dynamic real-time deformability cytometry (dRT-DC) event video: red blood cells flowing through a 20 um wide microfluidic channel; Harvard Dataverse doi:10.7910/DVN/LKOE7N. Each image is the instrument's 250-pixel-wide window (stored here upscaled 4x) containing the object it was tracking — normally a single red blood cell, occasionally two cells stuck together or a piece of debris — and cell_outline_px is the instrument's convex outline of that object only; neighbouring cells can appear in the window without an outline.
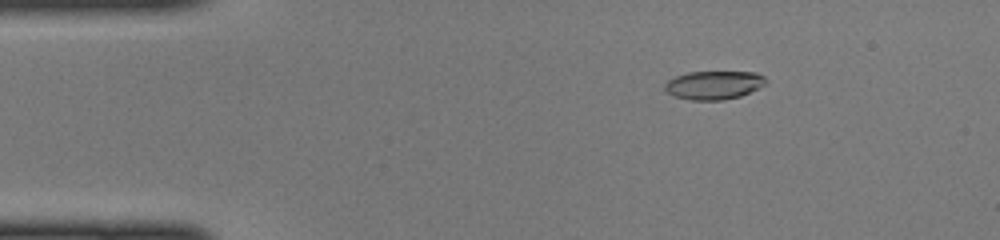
{"species": "common noctule bat (a hibernating species)", "species_latin": "Nyctalus noctula", "temperature_condition": "cold", "stored_images_in_passage": 47, "camera_frame_rate_fps": 3000, "um_per_image_px": 0.085, "animal": {"sex": "female", "body_mass_g": 22.0, "forearm_length_mm": 56.7}, "frame": {"image": 1, "passage_image": 7, "time_ms": 2.0, "image_size_px": [1000, 240], "cell_outline_px": [[768, 80], [764, 84], [740, 96], [724, 100], [692, 100], [672, 96], [664, 88], [664, 84], [668, 80], [676, 76], [688, 72], [756, 72], [764, 76]], "centroid_in_image_um": [60.65, 7.23], "position_along_channel_um": 24.4, "area_um2": 16.7}}
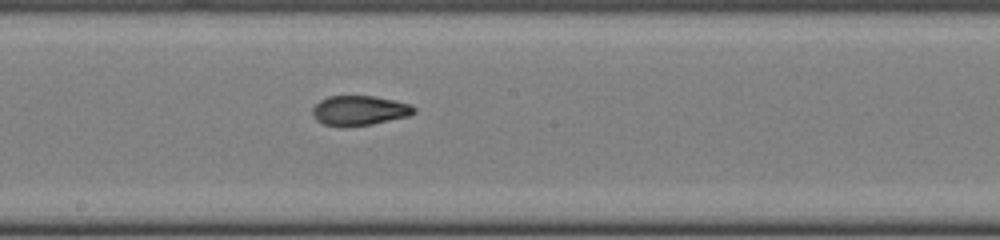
{"frame": {"image": 2, "passage_image": 25, "time_ms": 8.0, "image_size_px": [1000, 240], "cell_outline_px": [[416, 112], [408, 116], [372, 124], [344, 128], [324, 124], [316, 120], [312, 116], [312, 108], [320, 100], [328, 96], [376, 96], [412, 104], [416, 108]], "centroid_in_image_um": [30.54, 9.4], "position_along_channel_um": 217.7, "area_um2": 17.92}}
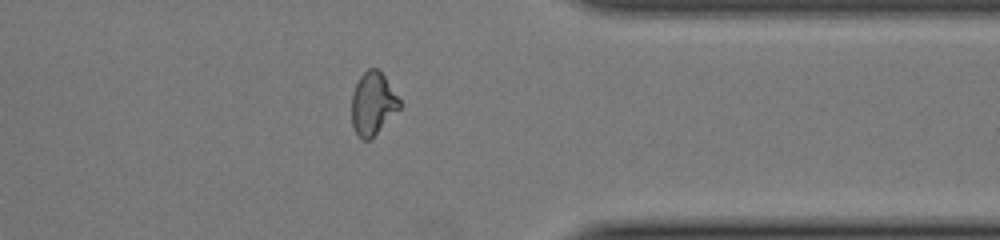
{"frame": {"image": 3, "passage_image": 37, "time_ms": 12.0, "image_size_px": [1000, 240], "cell_outline_px": [[400, 108], [368, 140], [360, 140], [352, 124], [352, 92], [360, 76], [368, 68], [376, 68], [384, 76], [400, 100]], "centroid_in_image_um": [31.67, 8.79], "position_along_channel_um": 379.7, "area_um2": 17.11}}